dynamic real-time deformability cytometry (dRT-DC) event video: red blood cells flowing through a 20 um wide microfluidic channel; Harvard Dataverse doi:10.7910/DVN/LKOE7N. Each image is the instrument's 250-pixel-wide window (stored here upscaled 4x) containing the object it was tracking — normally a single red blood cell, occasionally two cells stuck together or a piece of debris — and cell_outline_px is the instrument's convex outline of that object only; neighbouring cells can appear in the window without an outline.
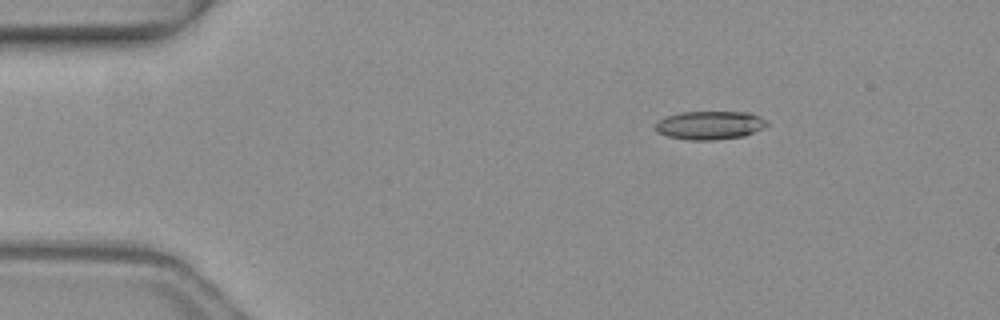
{"species": "common noctule bat (a hibernating species)", "species_latin": "Nyctalus noctula", "temperature_condition": "warm", "stored_images_in_passage": 3, "camera_frame_rate_fps": 3000, "um_per_image_px": 0.085, "animal": {"sex": "female", "body_mass_g": 19.3, "forearm_length_mm": 54.1}, "frame": {"image": 1, "passage_image": 1, "time_ms": 0.0, "image_size_px": [1000, 320], "cell_outline_px": [[768, 124], [764, 128], [744, 136], [712, 140], [688, 140], [668, 136], [656, 132], [656, 120], [664, 116], [680, 112], [752, 112], [768, 120]], "centroid_in_image_um": [60.34, 10.63], "position_along_channel_um": 24.7, "area_um2": 18.79}}
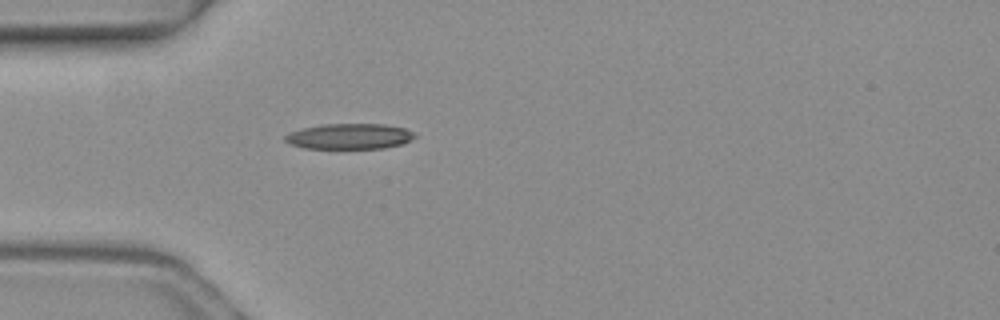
{"frame": {"image": 2, "passage_image": 3, "time_ms": 0.667, "image_size_px": [1000, 320], "cell_outline_px": [[416, 136], [400, 144], [384, 148], [304, 148], [292, 144], [284, 140], [284, 136], [288, 132], [304, 128], [324, 124], [384, 124], [404, 128], [416, 132]], "centroid_in_image_um": [29.7, 11.58], "position_along_channel_um": 55.3, "area_um2": 19.13}}